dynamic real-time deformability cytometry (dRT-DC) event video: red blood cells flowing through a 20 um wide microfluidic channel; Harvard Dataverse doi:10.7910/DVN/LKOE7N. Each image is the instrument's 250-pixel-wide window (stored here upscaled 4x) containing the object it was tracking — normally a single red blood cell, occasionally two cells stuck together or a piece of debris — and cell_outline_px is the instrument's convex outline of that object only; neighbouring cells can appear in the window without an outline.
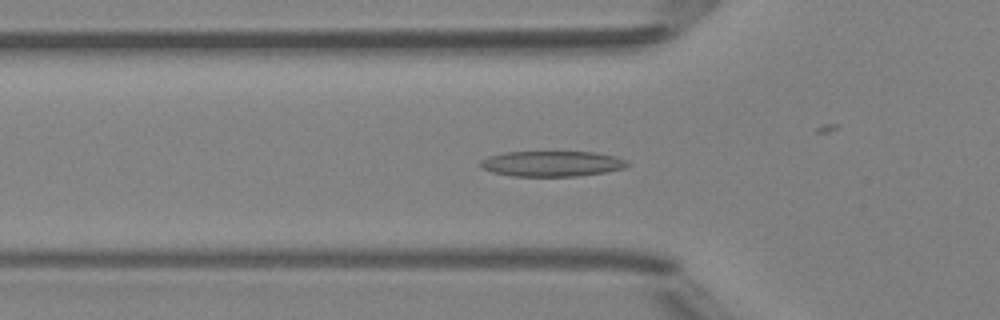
{"species": "Egyptian fruit bat (a non-hibernating species)", "species_latin": "Rousettus aegyptiacus", "temperature_condition": "room temperature", "stored_images_in_passage": 37, "camera_frame_rate_fps": 3000, "um_per_image_px": 0.085, "animal": {"sex": "female"}, "frame": {"image": 1, "passage_image": 4, "time_ms": 1.0, "image_size_px": [1000, 320], "cell_outline_px": [[628, 164], [624, 168], [608, 172], [576, 176], [512, 176], [492, 172], [480, 168], [480, 160], [488, 156], [504, 152], [548, 148], [596, 152], [616, 156], [624, 160]], "centroid_in_image_um": [46.87, 13.85], "position_along_channel_um": 78.9, "area_um2": 23.24}}
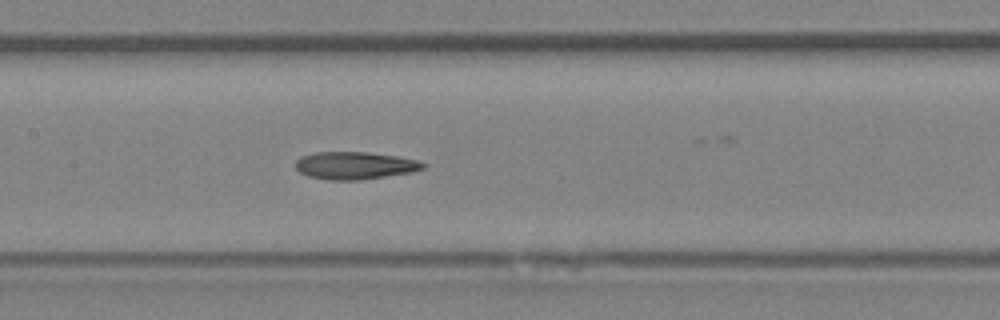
{"frame": {"image": 2, "passage_image": 11, "time_ms": 3.333, "image_size_px": [1000, 320], "cell_outline_px": [[424, 168], [412, 172], [360, 180], [328, 180], [308, 176], [300, 172], [296, 168], [296, 160], [300, 156], [316, 152], [368, 152], [396, 156], [416, 160], [424, 164]], "centroid_in_image_um": [30.12, 14.07], "position_along_channel_um": 177.3, "area_um2": 20.35}}
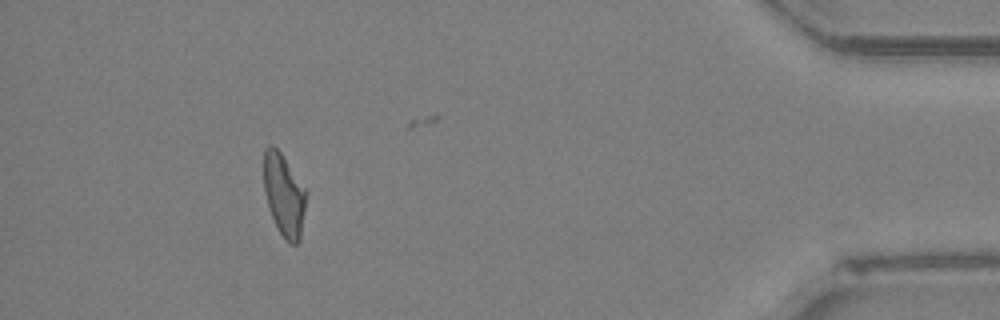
{"frame": {"image": 3, "passage_image": 32, "time_ms": 10.333, "image_size_px": [1000, 320], "cell_outline_px": [[308, 192], [300, 240], [296, 244], [288, 244], [284, 240], [272, 216], [264, 192], [264, 148], [268, 144], [272, 144], [280, 152]], "centroid_in_image_um": [24.16, 16.58], "position_along_channel_um": 411.0, "area_um2": 20.4}, "authors_computed_cell_mechanics": {"area_um2": 20.4034, "velocity_mm_per_s": 4.207, "shape_relaxation_time_tau1_ms": 10.3479, "shape_relaxation_time_tau2_ms": 2.8517, "deformation_change_tau1": 0.2512, "deformation_change_tau2": 0.115}}